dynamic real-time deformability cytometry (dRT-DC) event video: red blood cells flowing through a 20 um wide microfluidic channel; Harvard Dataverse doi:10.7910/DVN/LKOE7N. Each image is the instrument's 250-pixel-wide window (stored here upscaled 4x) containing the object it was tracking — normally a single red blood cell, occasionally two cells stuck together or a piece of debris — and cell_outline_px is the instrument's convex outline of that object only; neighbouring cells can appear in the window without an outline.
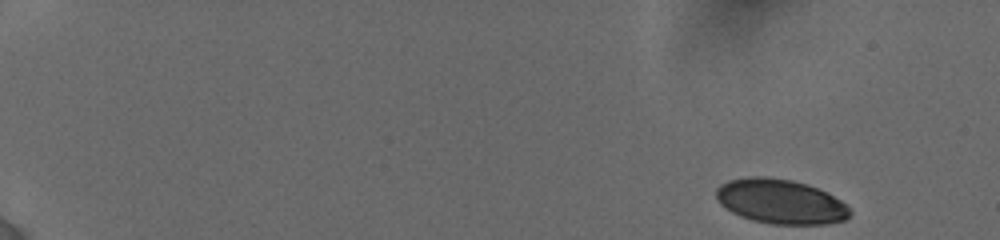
{"species": "human", "species_latin": "Homo sapiens", "temperature_condition": "cold", "stored_images_in_passage": 22, "camera_frame_rate_fps": 3000, "um_per_image_px": 0.085, "donor": {"sex": "female"}, "frame": {"image": 1, "passage_image": 1, "time_ms": 0.0, "image_size_px": [1000, 240], "cell_outline_px": [[852, 212], [844, 220], [828, 224], [772, 224], [752, 220], [740, 216], [724, 208], [720, 204], [716, 196], [716, 188], [720, 184], [728, 180], [748, 176], [764, 176], [792, 180], [808, 184], [840, 200]], "centroid_in_image_um": [66.3, 17.12], "position_along_channel_um": 18.7, "area_um2": 34.74}}
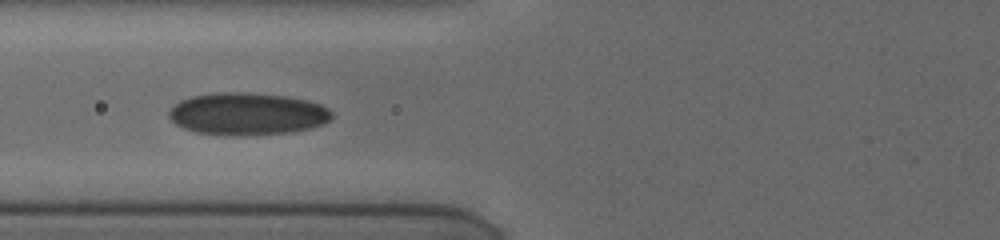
{"frame": {"image": 2, "passage_image": 16, "time_ms": 6.667, "image_size_px": [1000, 240], "cell_outline_px": [[332, 116], [324, 124], [292, 132], [240, 136], [236, 136], [196, 132], [184, 128], [176, 124], [168, 116], [168, 112], [172, 104], [180, 100], [192, 96], [216, 92], [244, 92], [288, 96], [308, 100], [320, 104], [328, 108], [332, 112]], "centroid_in_image_um": [21.0, 9.67], "position_along_channel_um": 104.8, "area_um2": 40.4}}
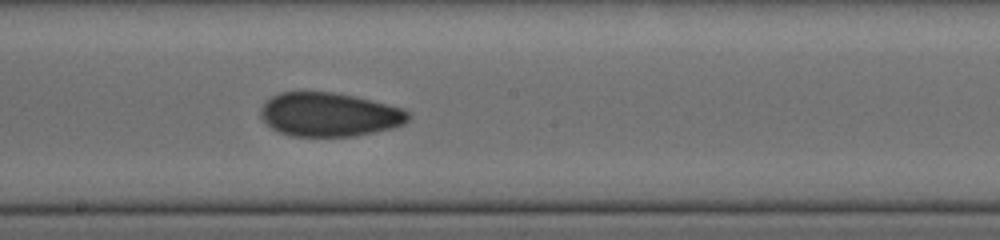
{"frame": {"image": 3, "passage_image": 22, "time_ms": 9.667, "image_size_px": [1000, 240], "cell_outline_px": [[412, 116], [404, 124], [392, 128], [356, 136], [292, 136], [280, 132], [272, 128], [260, 116], [260, 108], [272, 96], [280, 92], [332, 92], [352, 96], [404, 108]], "centroid_in_image_um": [28.0, 9.74], "position_along_channel_um": 220.2, "area_um2": 37.57}}